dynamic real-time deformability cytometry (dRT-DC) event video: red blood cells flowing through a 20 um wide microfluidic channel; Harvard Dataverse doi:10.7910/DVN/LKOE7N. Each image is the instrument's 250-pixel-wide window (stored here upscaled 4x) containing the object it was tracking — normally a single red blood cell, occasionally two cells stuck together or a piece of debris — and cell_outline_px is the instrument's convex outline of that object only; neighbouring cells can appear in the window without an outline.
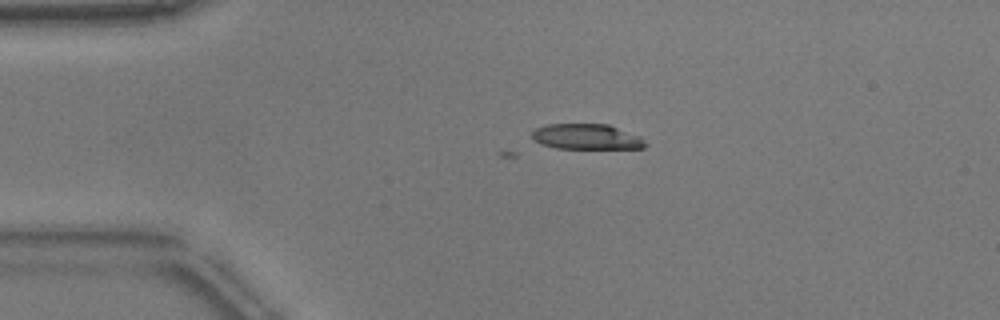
{"species": "common noctule bat (a hibernating species)", "species_latin": "Nyctalus noctula", "temperature_condition": "warm", "stored_images_in_passage": 15, "camera_frame_rate_fps": 3000, "um_per_image_px": 0.085, "animal": {"sex": "male", "body_mass_g": 17.9}, "frame": {"image": 1, "passage_image": 1, "time_ms": 0.0, "image_size_px": [1000, 320], "cell_outline_px": [[648, 144], [644, 148], [556, 148], [540, 144], [532, 136], [532, 132], [536, 128], [548, 124], [608, 124], [640, 136]], "centroid_in_image_um": [49.87, 11.62], "position_along_channel_um": 35.1, "area_um2": 16.7}}